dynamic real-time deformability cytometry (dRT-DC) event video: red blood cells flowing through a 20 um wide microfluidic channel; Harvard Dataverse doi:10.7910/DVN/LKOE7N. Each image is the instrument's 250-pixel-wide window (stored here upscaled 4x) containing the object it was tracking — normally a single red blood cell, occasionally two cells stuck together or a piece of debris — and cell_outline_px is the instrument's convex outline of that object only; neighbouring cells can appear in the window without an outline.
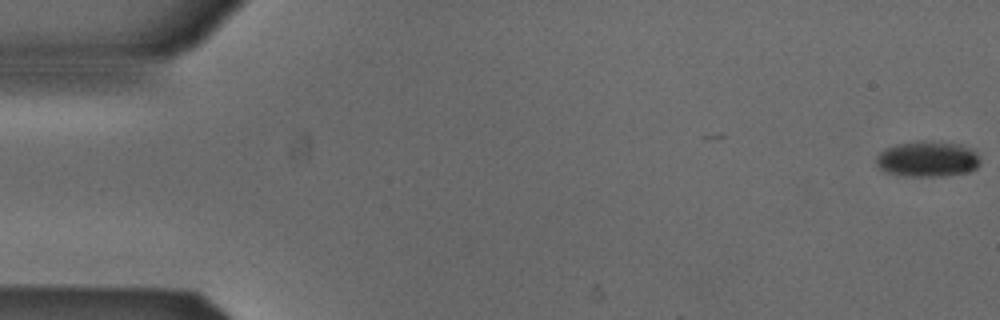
{"species": "Egyptian fruit bat (a non-hibernating species)", "species_latin": "Rousettus aegyptiacus", "temperature_condition": "cold", "stored_images_in_passage": 11, "camera_frame_rate_fps": 3000, "um_per_image_px": 0.085, "animal": {"sex": "male"}, "frame": {"image": 1, "passage_image": 1, "time_ms": 0.0, "image_size_px": [1000, 320], "cell_outline_px": [[980, 164], [976, 168], [968, 172], [944, 176], [904, 176], [884, 172], [876, 164], [876, 156], [884, 148], [896, 144], [960, 144], [976, 152], [980, 160]], "centroid_in_image_um": [78.82, 13.58], "position_along_channel_um": 6.2, "area_um2": 20.87}}